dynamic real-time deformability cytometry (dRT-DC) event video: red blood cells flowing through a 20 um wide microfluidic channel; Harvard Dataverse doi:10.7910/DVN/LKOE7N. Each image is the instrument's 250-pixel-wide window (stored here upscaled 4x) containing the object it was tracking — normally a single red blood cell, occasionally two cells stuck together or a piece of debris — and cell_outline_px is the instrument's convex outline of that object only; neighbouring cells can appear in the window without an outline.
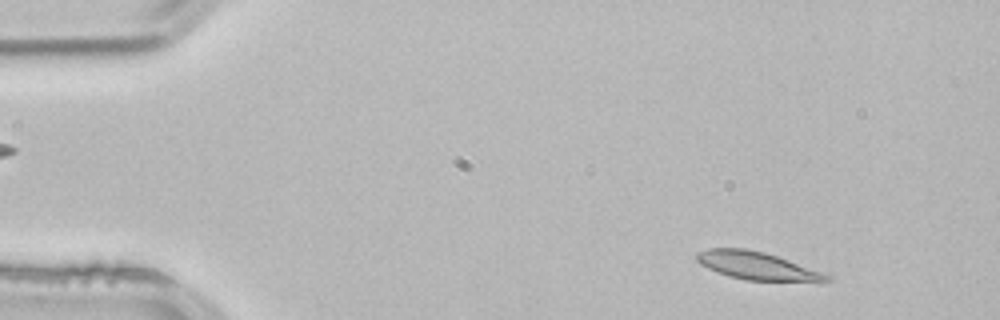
{"species": "common noctule bat (a hibernating species)", "species_latin": "Nyctalus noctula", "temperature_condition": "room temperature", "stored_images_in_passage": 3, "camera_frame_rate_fps": 3000, "um_per_image_px": 0.085, "animal": {"sex": "male", "body_mass_g": 21.5, "forearm_length_mm": 52.0}, "frame": {"image": 1, "passage_image": 3, "time_ms": 0.667, "image_size_px": [1000, 320], "cell_outline_px": [[832, 280], [824, 284], [820, 284], [744, 280], [728, 276], [716, 272], [700, 264], [696, 260], [696, 252], [708, 248], [744, 248], [764, 252], [788, 260], [832, 276]], "centroid_in_image_um": [64.45, 22.65], "position_along_channel_um": 20.6, "area_um2": 21.91}}